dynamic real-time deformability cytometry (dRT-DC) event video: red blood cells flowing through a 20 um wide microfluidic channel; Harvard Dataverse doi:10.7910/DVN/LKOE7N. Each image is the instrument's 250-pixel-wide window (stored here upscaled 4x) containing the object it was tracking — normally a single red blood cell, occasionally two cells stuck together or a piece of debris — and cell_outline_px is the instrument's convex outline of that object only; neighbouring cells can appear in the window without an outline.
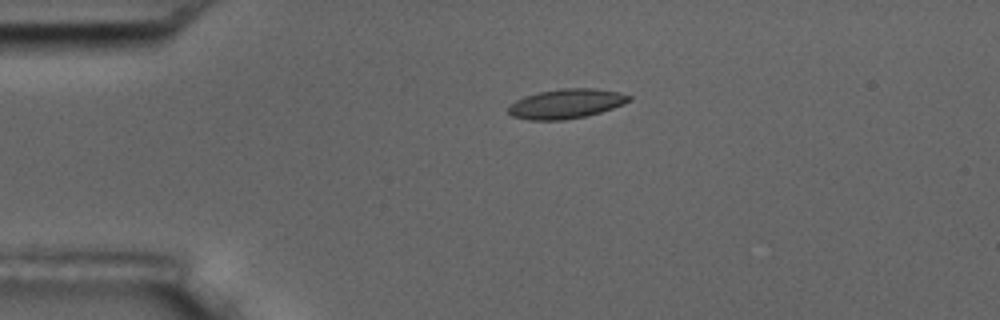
{"species": "common noctule bat (a hibernating species)", "species_latin": "Nyctalus noctula", "temperature_condition": "room temperature", "stored_images_in_passage": 39, "camera_frame_rate_fps": 3000, "um_per_image_px": 0.085, "animal": {"sex": "male", "body_mass_g": 17.5, "forearm_length_mm": 52.3}, "frame": {"image": 1, "passage_image": 1, "time_ms": 0.0, "image_size_px": [1000, 320], "cell_outline_px": [[632, 100], [624, 104], [600, 112], [584, 116], [564, 120], [528, 120], [512, 116], [508, 112], [508, 108], [516, 100], [524, 96], [540, 92], [560, 88], [596, 88], [620, 92], [632, 96]], "centroid_in_image_um": [48.15, 8.81], "position_along_channel_um": 36.8, "area_um2": 20.81}}
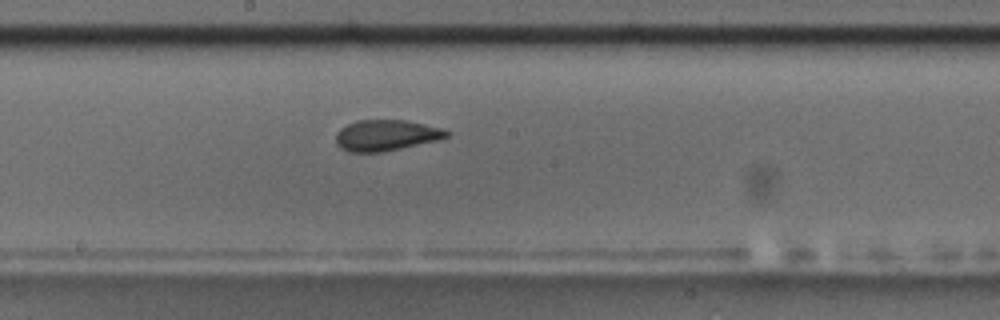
{"frame": {"image": 2, "passage_image": 19, "time_ms": 6.0, "image_size_px": [1000, 320], "cell_outline_px": [[452, 132], [448, 136], [440, 140], [384, 152], [348, 152], [340, 148], [336, 144], [336, 132], [340, 128], [356, 120], [404, 120], [444, 128]], "centroid_in_image_um": [32.84, 11.51], "position_along_channel_um": 215.4, "area_um2": 20.29}}
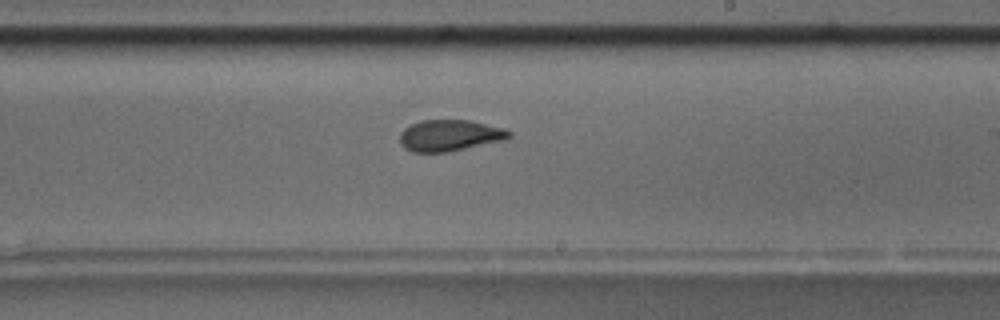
{"frame": {"image": 3, "passage_image": 22, "time_ms": 7.0, "image_size_px": [1000, 320], "cell_outline_px": [[512, 136], [504, 140], [448, 152], [412, 152], [404, 148], [400, 144], [400, 132], [404, 128], [420, 120], [472, 120], [504, 128], [512, 132]], "centroid_in_image_um": [38.23, 11.51], "position_along_channel_um": 250.8, "area_um2": 20.11}, "authors_computed_cell_mechanics": {"area_um2": 20.2878, "velocity_mm_per_s": 3.558, "shape_relaxation_time_tau1_ms": 9.0231, "shape_relaxation_time_tau2_ms": 1.4145, "deformation_change_tau1": 0.1934, "deformation_change_tau2": 0.0721}}